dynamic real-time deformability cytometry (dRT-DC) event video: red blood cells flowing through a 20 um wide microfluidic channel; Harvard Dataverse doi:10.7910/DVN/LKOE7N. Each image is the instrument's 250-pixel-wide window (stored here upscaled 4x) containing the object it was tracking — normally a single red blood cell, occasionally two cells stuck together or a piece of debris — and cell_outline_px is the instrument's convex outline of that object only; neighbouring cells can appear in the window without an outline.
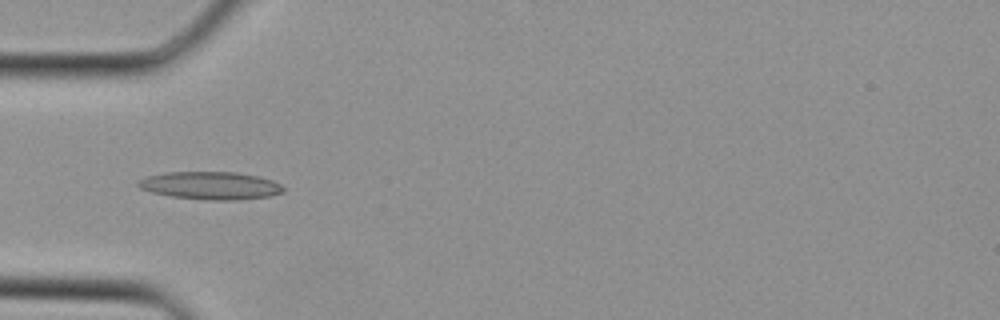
{"species": "Egyptian fruit bat (a non-hibernating species)", "species_latin": "Rousettus aegyptiacus", "temperature_condition": "cold", "stored_images_in_passage": 35, "camera_frame_rate_fps": 3000, "um_per_image_px": 0.085, "animal": {"sex": "female"}, "frame": {"image": 1, "passage_image": 11, "time_ms": 3.333, "image_size_px": [1000, 320], "cell_outline_px": [[284, 192], [268, 196], [236, 200], [208, 200], [172, 196], [152, 192], [140, 188], [136, 184], [136, 180], [148, 176], [164, 172], [236, 172], [260, 176], [272, 180], [280, 184], [284, 188]], "centroid_in_image_um": [17.89, 15.76], "position_along_channel_um": 67.1, "area_um2": 23.52}}
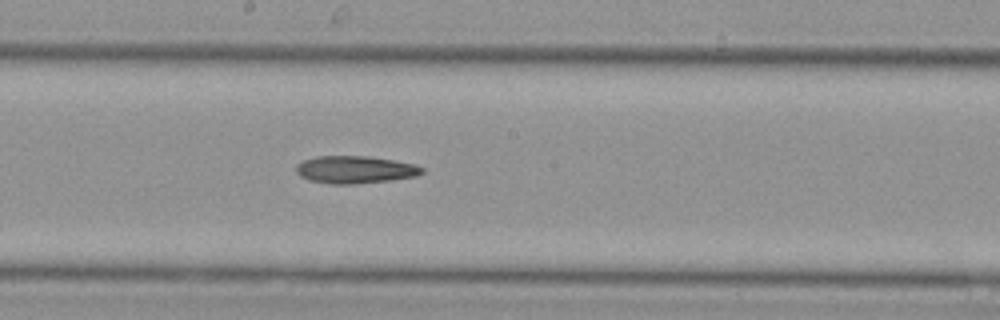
{"frame": {"image": 2, "passage_image": 19, "time_ms": 6.0, "image_size_px": [1000, 320], "cell_outline_px": [[424, 172], [416, 176], [392, 180], [352, 184], [332, 184], [308, 180], [300, 176], [296, 172], [296, 164], [304, 160], [316, 156], [368, 156], [416, 164], [424, 168]], "centroid_in_image_um": [30.18, 14.42], "position_along_channel_um": 218.0, "area_um2": 20.23}}
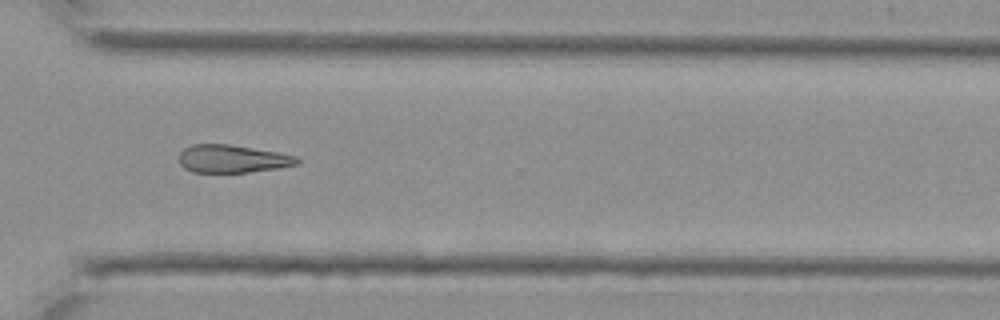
{"frame": {"image": 3, "passage_image": 26, "time_ms": 8.333, "image_size_px": [1000, 320], "cell_outline_px": [[300, 160], [296, 164], [276, 168], [248, 172], [192, 172], [184, 168], [180, 164], [180, 152], [184, 148], [192, 144], [228, 144], [276, 152], [296, 156]], "centroid_in_image_um": [19.7, 13.49], "position_along_channel_um": 350.9, "area_um2": 18.9}}